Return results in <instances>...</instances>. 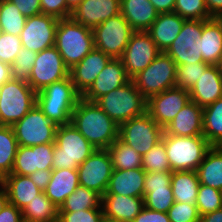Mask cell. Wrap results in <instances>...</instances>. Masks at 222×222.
<instances>
[{
  "mask_svg": "<svg viewBox=\"0 0 222 222\" xmlns=\"http://www.w3.org/2000/svg\"><path fill=\"white\" fill-rule=\"evenodd\" d=\"M71 124L97 149H108L119 138V126L95 103L77 101Z\"/></svg>",
  "mask_w": 222,
  "mask_h": 222,
  "instance_id": "obj_1",
  "label": "cell"
},
{
  "mask_svg": "<svg viewBox=\"0 0 222 222\" xmlns=\"http://www.w3.org/2000/svg\"><path fill=\"white\" fill-rule=\"evenodd\" d=\"M81 95L70 76L46 86L36 94V104L57 126L71 123V116Z\"/></svg>",
  "mask_w": 222,
  "mask_h": 222,
  "instance_id": "obj_2",
  "label": "cell"
},
{
  "mask_svg": "<svg viewBox=\"0 0 222 222\" xmlns=\"http://www.w3.org/2000/svg\"><path fill=\"white\" fill-rule=\"evenodd\" d=\"M54 46L70 70L94 48L93 31L71 18L59 19Z\"/></svg>",
  "mask_w": 222,
  "mask_h": 222,
  "instance_id": "obj_3",
  "label": "cell"
},
{
  "mask_svg": "<svg viewBox=\"0 0 222 222\" xmlns=\"http://www.w3.org/2000/svg\"><path fill=\"white\" fill-rule=\"evenodd\" d=\"M96 149L71 124L56 130L52 170L77 169Z\"/></svg>",
  "mask_w": 222,
  "mask_h": 222,
  "instance_id": "obj_4",
  "label": "cell"
},
{
  "mask_svg": "<svg viewBox=\"0 0 222 222\" xmlns=\"http://www.w3.org/2000/svg\"><path fill=\"white\" fill-rule=\"evenodd\" d=\"M163 141L173 171H196L212 147L204 136L180 137L163 132Z\"/></svg>",
  "mask_w": 222,
  "mask_h": 222,
  "instance_id": "obj_5",
  "label": "cell"
},
{
  "mask_svg": "<svg viewBox=\"0 0 222 222\" xmlns=\"http://www.w3.org/2000/svg\"><path fill=\"white\" fill-rule=\"evenodd\" d=\"M118 126L146 112L147 100L132 80L95 102Z\"/></svg>",
  "mask_w": 222,
  "mask_h": 222,
  "instance_id": "obj_6",
  "label": "cell"
},
{
  "mask_svg": "<svg viewBox=\"0 0 222 222\" xmlns=\"http://www.w3.org/2000/svg\"><path fill=\"white\" fill-rule=\"evenodd\" d=\"M36 92L26 82L11 79L0 87V125L13 126L35 105Z\"/></svg>",
  "mask_w": 222,
  "mask_h": 222,
  "instance_id": "obj_7",
  "label": "cell"
},
{
  "mask_svg": "<svg viewBox=\"0 0 222 222\" xmlns=\"http://www.w3.org/2000/svg\"><path fill=\"white\" fill-rule=\"evenodd\" d=\"M176 63L165 52L160 54L152 63L131 80L137 90L148 100L151 96L175 87Z\"/></svg>",
  "mask_w": 222,
  "mask_h": 222,
  "instance_id": "obj_8",
  "label": "cell"
},
{
  "mask_svg": "<svg viewBox=\"0 0 222 222\" xmlns=\"http://www.w3.org/2000/svg\"><path fill=\"white\" fill-rule=\"evenodd\" d=\"M94 48L103 51L111 58H121L135 32L123 15L117 14L94 27Z\"/></svg>",
  "mask_w": 222,
  "mask_h": 222,
  "instance_id": "obj_9",
  "label": "cell"
},
{
  "mask_svg": "<svg viewBox=\"0 0 222 222\" xmlns=\"http://www.w3.org/2000/svg\"><path fill=\"white\" fill-rule=\"evenodd\" d=\"M57 127L37 104L12 126L18 145L28 147L55 143Z\"/></svg>",
  "mask_w": 222,
  "mask_h": 222,
  "instance_id": "obj_10",
  "label": "cell"
},
{
  "mask_svg": "<svg viewBox=\"0 0 222 222\" xmlns=\"http://www.w3.org/2000/svg\"><path fill=\"white\" fill-rule=\"evenodd\" d=\"M163 132L147 112L119 126V138L142 157L161 141Z\"/></svg>",
  "mask_w": 222,
  "mask_h": 222,
  "instance_id": "obj_11",
  "label": "cell"
},
{
  "mask_svg": "<svg viewBox=\"0 0 222 222\" xmlns=\"http://www.w3.org/2000/svg\"><path fill=\"white\" fill-rule=\"evenodd\" d=\"M113 170L109 151L107 149H97L78 166L79 184L103 196Z\"/></svg>",
  "mask_w": 222,
  "mask_h": 222,
  "instance_id": "obj_12",
  "label": "cell"
},
{
  "mask_svg": "<svg viewBox=\"0 0 222 222\" xmlns=\"http://www.w3.org/2000/svg\"><path fill=\"white\" fill-rule=\"evenodd\" d=\"M69 76L62 56L55 46L37 53L28 84L37 93L54 82Z\"/></svg>",
  "mask_w": 222,
  "mask_h": 222,
  "instance_id": "obj_13",
  "label": "cell"
},
{
  "mask_svg": "<svg viewBox=\"0 0 222 222\" xmlns=\"http://www.w3.org/2000/svg\"><path fill=\"white\" fill-rule=\"evenodd\" d=\"M202 34V20H185L180 33L165 51L176 63H205L199 49Z\"/></svg>",
  "mask_w": 222,
  "mask_h": 222,
  "instance_id": "obj_14",
  "label": "cell"
},
{
  "mask_svg": "<svg viewBox=\"0 0 222 222\" xmlns=\"http://www.w3.org/2000/svg\"><path fill=\"white\" fill-rule=\"evenodd\" d=\"M160 52L147 31H135L121 57L128 77L132 79L147 68Z\"/></svg>",
  "mask_w": 222,
  "mask_h": 222,
  "instance_id": "obj_15",
  "label": "cell"
},
{
  "mask_svg": "<svg viewBox=\"0 0 222 222\" xmlns=\"http://www.w3.org/2000/svg\"><path fill=\"white\" fill-rule=\"evenodd\" d=\"M58 20L43 13L27 18L20 33L23 48L39 53L53 47Z\"/></svg>",
  "mask_w": 222,
  "mask_h": 222,
  "instance_id": "obj_16",
  "label": "cell"
},
{
  "mask_svg": "<svg viewBox=\"0 0 222 222\" xmlns=\"http://www.w3.org/2000/svg\"><path fill=\"white\" fill-rule=\"evenodd\" d=\"M190 101L189 91L175 86L151 96L146 112L164 129Z\"/></svg>",
  "mask_w": 222,
  "mask_h": 222,
  "instance_id": "obj_17",
  "label": "cell"
},
{
  "mask_svg": "<svg viewBox=\"0 0 222 222\" xmlns=\"http://www.w3.org/2000/svg\"><path fill=\"white\" fill-rule=\"evenodd\" d=\"M130 80L121 58H111L81 97L86 101L96 102L103 95L127 84Z\"/></svg>",
  "mask_w": 222,
  "mask_h": 222,
  "instance_id": "obj_18",
  "label": "cell"
},
{
  "mask_svg": "<svg viewBox=\"0 0 222 222\" xmlns=\"http://www.w3.org/2000/svg\"><path fill=\"white\" fill-rule=\"evenodd\" d=\"M111 59L103 51L93 48L78 64L69 70L75 90L82 96Z\"/></svg>",
  "mask_w": 222,
  "mask_h": 222,
  "instance_id": "obj_19",
  "label": "cell"
},
{
  "mask_svg": "<svg viewBox=\"0 0 222 222\" xmlns=\"http://www.w3.org/2000/svg\"><path fill=\"white\" fill-rule=\"evenodd\" d=\"M121 0H84L70 15L81 25L93 29L110 17L120 14Z\"/></svg>",
  "mask_w": 222,
  "mask_h": 222,
  "instance_id": "obj_20",
  "label": "cell"
},
{
  "mask_svg": "<svg viewBox=\"0 0 222 222\" xmlns=\"http://www.w3.org/2000/svg\"><path fill=\"white\" fill-rule=\"evenodd\" d=\"M101 207L106 219L118 222H132L144 207V198L104 194Z\"/></svg>",
  "mask_w": 222,
  "mask_h": 222,
  "instance_id": "obj_21",
  "label": "cell"
},
{
  "mask_svg": "<svg viewBox=\"0 0 222 222\" xmlns=\"http://www.w3.org/2000/svg\"><path fill=\"white\" fill-rule=\"evenodd\" d=\"M163 130L180 137L203 136V108L191 100Z\"/></svg>",
  "mask_w": 222,
  "mask_h": 222,
  "instance_id": "obj_22",
  "label": "cell"
},
{
  "mask_svg": "<svg viewBox=\"0 0 222 222\" xmlns=\"http://www.w3.org/2000/svg\"><path fill=\"white\" fill-rule=\"evenodd\" d=\"M192 101L205 108L222 97V75L216 65H210L189 90Z\"/></svg>",
  "mask_w": 222,
  "mask_h": 222,
  "instance_id": "obj_23",
  "label": "cell"
},
{
  "mask_svg": "<svg viewBox=\"0 0 222 222\" xmlns=\"http://www.w3.org/2000/svg\"><path fill=\"white\" fill-rule=\"evenodd\" d=\"M145 171L142 168L114 169L105 194L144 198Z\"/></svg>",
  "mask_w": 222,
  "mask_h": 222,
  "instance_id": "obj_24",
  "label": "cell"
},
{
  "mask_svg": "<svg viewBox=\"0 0 222 222\" xmlns=\"http://www.w3.org/2000/svg\"><path fill=\"white\" fill-rule=\"evenodd\" d=\"M0 183L6 190L9 203L21 211L42 192L28 175L8 174Z\"/></svg>",
  "mask_w": 222,
  "mask_h": 222,
  "instance_id": "obj_25",
  "label": "cell"
},
{
  "mask_svg": "<svg viewBox=\"0 0 222 222\" xmlns=\"http://www.w3.org/2000/svg\"><path fill=\"white\" fill-rule=\"evenodd\" d=\"M185 20L175 12L158 14L147 32L161 52H165L176 39Z\"/></svg>",
  "mask_w": 222,
  "mask_h": 222,
  "instance_id": "obj_26",
  "label": "cell"
},
{
  "mask_svg": "<svg viewBox=\"0 0 222 222\" xmlns=\"http://www.w3.org/2000/svg\"><path fill=\"white\" fill-rule=\"evenodd\" d=\"M120 13L134 31H148L158 12L149 0H121Z\"/></svg>",
  "mask_w": 222,
  "mask_h": 222,
  "instance_id": "obj_27",
  "label": "cell"
},
{
  "mask_svg": "<svg viewBox=\"0 0 222 222\" xmlns=\"http://www.w3.org/2000/svg\"><path fill=\"white\" fill-rule=\"evenodd\" d=\"M77 169L52 170L51 179L45 189V195L57 207H61L65 199L79 186Z\"/></svg>",
  "mask_w": 222,
  "mask_h": 222,
  "instance_id": "obj_28",
  "label": "cell"
},
{
  "mask_svg": "<svg viewBox=\"0 0 222 222\" xmlns=\"http://www.w3.org/2000/svg\"><path fill=\"white\" fill-rule=\"evenodd\" d=\"M199 49L205 63L217 64L222 54V26L215 17L202 20Z\"/></svg>",
  "mask_w": 222,
  "mask_h": 222,
  "instance_id": "obj_29",
  "label": "cell"
},
{
  "mask_svg": "<svg viewBox=\"0 0 222 222\" xmlns=\"http://www.w3.org/2000/svg\"><path fill=\"white\" fill-rule=\"evenodd\" d=\"M196 172L200 184L222 191V147L212 146Z\"/></svg>",
  "mask_w": 222,
  "mask_h": 222,
  "instance_id": "obj_30",
  "label": "cell"
},
{
  "mask_svg": "<svg viewBox=\"0 0 222 222\" xmlns=\"http://www.w3.org/2000/svg\"><path fill=\"white\" fill-rule=\"evenodd\" d=\"M200 182L196 171H173L171 188L175 202L195 204Z\"/></svg>",
  "mask_w": 222,
  "mask_h": 222,
  "instance_id": "obj_31",
  "label": "cell"
},
{
  "mask_svg": "<svg viewBox=\"0 0 222 222\" xmlns=\"http://www.w3.org/2000/svg\"><path fill=\"white\" fill-rule=\"evenodd\" d=\"M24 222H58L59 207L45 195L39 193L21 211Z\"/></svg>",
  "mask_w": 222,
  "mask_h": 222,
  "instance_id": "obj_32",
  "label": "cell"
},
{
  "mask_svg": "<svg viewBox=\"0 0 222 222\" xmlns=\"http://www.w3.org/2000/svg\"><path fill=\"white\" fill-rule=\"evenodd\" d=\"M203 136L211 146L222 147V97L203 108Z\"/></svg>",
  "mask_w": 222,
  "mask_h": 222,
  "instance_id": "obj_33",
  "label": "cell"
},
{
  "mask_svg": "<svg viewBox=\"0 0 222 222\" xmlns=\"http://www.w3.org/2000/svg\"><path fill=\"white\" fill-rule=\"evenodd\" d=\"M102 196L93 190L79 185L59 208V212H75L87 209H102Z\"/></svg>",
  "mask_w": 222,
  "mask_h": 222,
  "instance_id": "obj_34",
  "label": "cell"
},
{
  "mask_svg": "<svg viewBox=\"0 0 222 222\" xmlns=\"http://www.w3.org/2000/svg\"><path fill=\"white\" fill-rule=\"evenodd\" d=\"M18 147L12 126L0 125V180L11 174Z\"/></svg>",
  "mask_w": 222,
  "mask_h": 222,
  "instance_id": "obj_35",
  "label": "cell"
},
{
  "mask_svg": "<svg viewBox=\"0 0 222 222\" xmlns=\"http://www.w3.org/2000/svg\"><path fill=\"white\" fill-rule=\"evenodd\" d=\"M111 155L113 169L128 170L142 168V156L118 138L107 149Z\"/></svg>",
  "mask_w": 222,
  "mask_h": 222,
  "instance_id": "obj_36",
  "label": "cell"
},
{
  "mask_svg": "<svg viewBox=\"0 0 222 222\" xmlns=\"http://www.w3.org/2000/svg\"><path fill=\"white\" fill-rule=\"evenodd\" d=\"M26 19L9 0H0V26L4 33L20 36Z\"/></svg>",
  "mask_w": 222,
  "mask_h": 222,
  "instance_id": "obj_37",
  "label": "cell"
},
{
  "mask_svg": "<svg viewBox=\"0 0 222 222\" xmlns=\"http://www.w3.org/2000/svg\"><path fill=\"white\" fill-rule=\"evenodd\" d=\"M174 202L172 188L144 189V206L150 210L168 213Z\"/></svg>",
  "mask_w": 222,
  "mask_h": 222,
  "instance_id": "obj_38",
  "label": "cell"
},
{
  "mask_svg": "<svg viewBox=\"0 0 222 222\" xmlns=\"http://www.w3.org/2000/svg\"><path fill=\"white\" fill-rule=\"evenodd\" d=\"M142 169L145 172H171L165 145L162 140L142 157Z\"/></svg>",
  "mask_w": 222,
  "mask_h": 222,
  "instance_id": "obj_39",
  "label": "cell"
},
{
  "mask_svg": "<svg viewBox=\"0 0 222 222\" xmlns=\"http://www.w3.org/2000/svg\"><path fill=\"white\" fill-rule=\"evenodd\" d=\"M209 66L208 63L178 65L176 69L175 86L189 91Z\"/></svg>",
  "mask_w": 222,
  "mask_h": 222,
  "instance_id": "obj_40",
  "label": "cell"
},
{
  "mask_svg": "<svg viewBox=\"0 0 222 222\" xmlns=\"http://www.w3.org/2000/svg\"><path fill=\"white\" fill-rule=\"evenodd\" d=\"M173 12L186 20H208L213 18L207 10L205 0H175Z\"/></svg>",
  "mask_w": 222,
  "mask_h": 222,
  "instance_id": "obj_41",
  "label": "cell"
},
{
  "mask_svg": "<svg viewBox=\"0 0 222 222\" xmlns=\"http://www.w3.org/2000/svg\"><path fill=\"white\" fill-rule=\"evenodd\" d=\"M195 205L200 216L222 208V191L200 184Z\"/></svg>",
  "mask_w": 222,
  "mask_h": 222,
  "instance_id": "obj_42",
  "label": "cell"
},
{
  "mask_svg": "<svg viewBox=\"0 0 222 222\" xmlns=\"http://www.w3.org/2000/svg\"><path fill=\"white\" fill-rule=\"evenodd\" d=\"M36 56V52L22 47L11 64V78L28 83Z\"/></svg>",
  "mask_w": 222,
  "mask_h": 222,
  "instance_id": "obj_43",
  "label": "cell"
},
{
  "mask_svg": "<svg viewBox=\"0 0 222 222\" xmlns=\"http://www.w3.org/2000/svg\"><path fill=\"white\" fill-rule=\"evenodd\" d=\"M37 171L35 168L32 146H19L11 174L30 175Z\"/></svg>",
  "mask_w": 222,
  "mask_h": 222,
  "instance_id": "obj_44",
  "label": "cell"
},
{
  "mask_svg": "<svg viewBox=\"0 0 222 222\" xmlns=\"http://www.w3.org/2000/svg\"><path fill=\"white\" fill-rule=\"evenodd\" d=\"M171 222H200V214L195 204L174 202L168 211Z\"/></svg>",
  "mask_w": 222,
  "mask_h": 222,
  "instance_id": "obj_45",
  "label": "cell"
},
{
  "mask_svg": "<svg viewBox=\"0 0 222 222\" xmlns=\"http://www.w3.org/2000/svg\"><path fill=\"white\" fill-rule=\"evenodd\" d=\"M22 47L20 36L3 32L0 37V61L11 65Z\"/></svg>",
  "mask_w": 222,
  "mask_h": 222,
  "instance_id": "obj_46",
  "label": "cell"
},
{
  "mask_svg": "<svg viewBox=\"0 0 222 222\" xmlns=\"http://www.w3.org/2000/svg\"><path fill=\"white\" fill-rule=\"evenodd\" d=\"M102 209H87L75 212H59L58 222H102Z\"/></svg>",
  "mask_w": 222,
  "mask_h": 222,
  "instance_id": "obj_47",
  "label": "cell"
},
{
  "mask_svg": "<svg viewBox=\"0 0 222 222\" xmlns=\"http://www.w3.org/2000/svg\"><path fill=\"white\" fill-rule=\"evenodd\" d=\"M55 143L40 144L32 146L34 153L35 168L37 170L52 169V162L54 157Z\"/></svg>",
  "mask_w": 222,
  "mask_h": 222,
  "instance_id": "obj_48",
  "label": "cell"
},
{
  "mask_svg": "<svg viewBox=\"0 0 222 222\" xmlns=\"http://www.w3.org/2000/svg\"><path fill=\"white\" fill-rule=\"evenodd\" d=\"M40 4L43 14L57 19L70 18L72 11L67 7L66 0H40Z\"/></svg>",
  "mask_w": 222,
  "mask_h": 222,
  "instance_id": "obj_49",
  "label": "cell"
},
{
  "mask_svg": "<svg viewBox=\"0 0 222 222\" xmlns=\"http://www.w3.org/2000/svg\"><path fill=\"white\" fill-rule=\"evenodd\" d=\"M172 172H145L144 189L171 188Z\"/></svg>",
  "mask_w": 222,
  "mask_h": 222,
  "instance_id": "obj_50",
  "label": "cell"
},
{
  "mask_svg": "<svg viewBox=\"0 0 222 222\" xmlns=\"http://www.w3.org/2000/svg\"><path fill=\"white\" fill-rule=\"evenodd\" d=\"M26 18L41 14L40 0H9Z\"/></svg>",
  "mask_w": 222,
  "mask_h": 222,
  "instance_id": "obj_51",
  "label": "cell"
},
{
  "mask_svg": "<svg viewBox=\"0 0 222 222\" xmlns=\"http://www.w3.org/2000/svg\"><path fill=\"white\" fill-rule=\"evenodd\" d=\"M132 222H171L168 213L153 211L145 206Z\"/></svg>",
  "mask_w": 222,
  "mask_h": 222,
  "instance_id": "obj_52",
  "label": "cell"
},
{
  "mask_svg": "<svg viewBox=\"0 0 222 222\" xmlns=\"http://www.w3.org/2000/svg\"><path fill=\"white\" fill-rule=\"evenodd\" d=\"M0 222H24L21 210L8 202L0 212Z\"/></svg>",
  "mask_w": 222,
  "mask_h": 222,
  "instance_id": "obj_53",
  "label": "cell"
},
{
  "mask_svg": "<svg viewBox=\"0 0 222 222\" xmlns=\"http://www.w3.org/2000/svg\"><path fill=\"white\" fill-rule=\"evenodd\" d=\"M52 175V169L47 170H37L33 174H30L29 177L33 183L44 192Z\"/></svg>",
  "mask_w": 222,
  "mask_h": 222,
  "instance_id": "obj_54",
  "label": "cell"
},
{
  "mask_svg": "<svg viewBox=\"0 0 222 222\" xmlns=\"http://www.w3.org/2000/svg\"><path fill=\"white\" fill-rule=\"evenodd\" d=\"M156 11L160 13H169L174 11L175 0H149Z\"/></svg>",
  "mask_w": 222,
  "mask_h": 222,
  "instance_id": "obj_55",
  "label": "cell"
},
{
  "mask_svg": "<svg viewBox=\"0 0 222 222\" xmlns=\"http://www.w3.org/2000/svg\"><path fill=\"white\" fill-rule=\"evenodd\" d=\"M205 4L212 17H216L222 12V0H205Z\"/></svg>",
  "mask_w": 222,
  "mask_h": 222,
  "instance_id": "obj_56",
  "label": "cell"
},
{
  "mask_svg": "<svg viewBox=\"0 0 222 222\" xmlns=\"http://www.w3.org/2000/svg\"><path fill=\"white\" fill-rule=\"evenodd\" d=\"M11 79V65L0 61V87Z\"/></svg>",
  "mask_w": 222,
  "mask_h": 222,
  "instance_id": "obj_57",
  "label": "cell"
},
{
  "mask_svg": "<svg viewBox=\"0 0 222 222\" xmlns=\"http://www.w3.org/2000/svg\"><path fill=\"white\" fill-rule=\"evenodd\" d=\"M200 222H222V208L201 216Z\"/></svg>",
  "mask_w": 222,
  "mask_h": 222,
  "instance_id": "obj_58",
  "label": "cell"
},
{
  "mask_svg": "<svg viewBox=\"0 0 222 222\" xmlns=\"http://www.w3.org/2000/svg\"><path fill=\"white\" fill-rule=\"evenodd\" d=\"M8 197L4 186L0 183V212L3 210L5 205L8 203Z\"/></svg>",
  "mask_w": 222,
  "mask_h": 222,
  "instance_id": "obj_59",
  "label": "cell"
},
{
  "mask_svg": "<svg viewBox=\"0 0 222 222\" xmlns=\"http://www.w3.org/2000/svg\"><path fill=\"white\" fill-rule=\"evenodd\" d=\"M84 0H66L67 7L73 11L79 4H81Z\"/></svg>",
  "mask_w": 222,
  "mask_h": 222,
  "instance_id": "obj_60",
  "label": "cell"
},
{
  "mask_svg": "<svg viewBox=\"0 0 222 222\" xmlns=\"http://www.w3.org/2000/svg\"><path fill=\"white\" fill-rule=\"evenodd\" d=\"M220 74L222 75V54H221V57L219 58L217 64H216Z\"/></svg>",
  "mask_w": 222,
  "mask_h": 222,
  "instance_id": "obj_61",
  "label": "cell"
},
{
  "mask_svg": "<svg viewBox=\"0 0 222 222\" xmlns=\"http://www.w3.org/2000/svg\"><path fill=\"white\" fill-rule=\"evenodd\" d=\"M217 21L221 24L222 26V12L220 14H218L216 17Z\"/></svg>",
  "mask_w": 222,
  "mask_h": 222,
  "instance_id": "obj_62",
  "label": "cell"
},
{
  "mask_svg": "<svg viewBox=\"0 0 222 222\" xmlns=\"http://www.w3.org/2000/svg\"><path fill=\"white\" fill-rule=\"evenodd\" d=\"M102 222H118V221H112V220H109V219L104 218V219L102 220Z\"/></svg>",
  "mask_w": 222,
  "mask_h": 222,
  "instance_id": "obj_63",
  "label": "cell"
},
{
  "mask_svg": "<svg viewBox=\"0 0 222 222\" xmlns=\"http://www.w3.org/2000/svg\"><path fill=\"white\" fill-rule=\"evenodd\" d=\"M2 34H3V30H2V27L0 26V37Z\"/></svg>",
  "mask_w": 222,
  "mask_h": 222,
  "instance_id": "obj_64",
  "label": "cell"
}]
</instances>
